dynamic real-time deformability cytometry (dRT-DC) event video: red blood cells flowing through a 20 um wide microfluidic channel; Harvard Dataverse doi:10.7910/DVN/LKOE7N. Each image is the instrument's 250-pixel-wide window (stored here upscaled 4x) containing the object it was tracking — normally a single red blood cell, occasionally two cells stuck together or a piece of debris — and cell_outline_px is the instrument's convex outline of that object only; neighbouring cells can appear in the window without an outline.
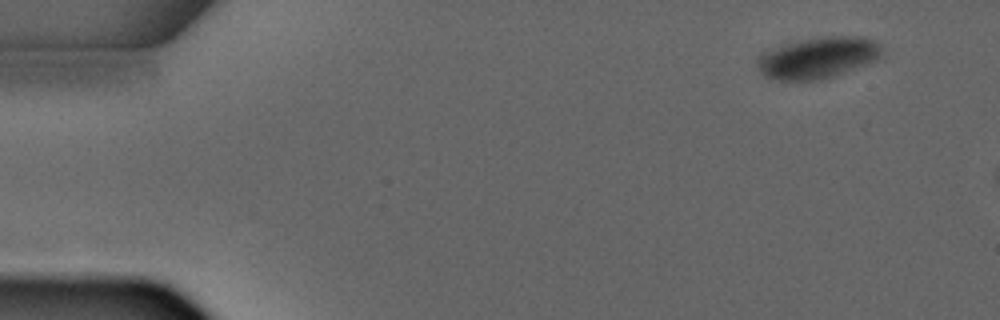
{"species": "common noctule bat (a hibernating species)", "species_latin": "Nyctalus noctula", "temperature_condition": "warm", "stored_images_in_passage": 4, "camera_frame_rate_fps": 3000, "um_per_image_px": 0.085, "animal": {"sex": "male", "forearm_length_mm": 52.5}, "frame": {"image": 1, "passage_image": 1, "time_ms": 0.0, "image_size_px": [1000, 320], "cell_outline_px": [[880, 56], [876, 60], [832, 76], [820, 80], [776, 80], [764, 76], [760, 72], [756, 64], [756, 56], [772, 48], [784, 44], [824, 36], [864, 36], [880, 44]], "centroid_in_image_um": [69.46, 4.9], "position_along_channel_um": 15.5, "area_um2": 29.77}}